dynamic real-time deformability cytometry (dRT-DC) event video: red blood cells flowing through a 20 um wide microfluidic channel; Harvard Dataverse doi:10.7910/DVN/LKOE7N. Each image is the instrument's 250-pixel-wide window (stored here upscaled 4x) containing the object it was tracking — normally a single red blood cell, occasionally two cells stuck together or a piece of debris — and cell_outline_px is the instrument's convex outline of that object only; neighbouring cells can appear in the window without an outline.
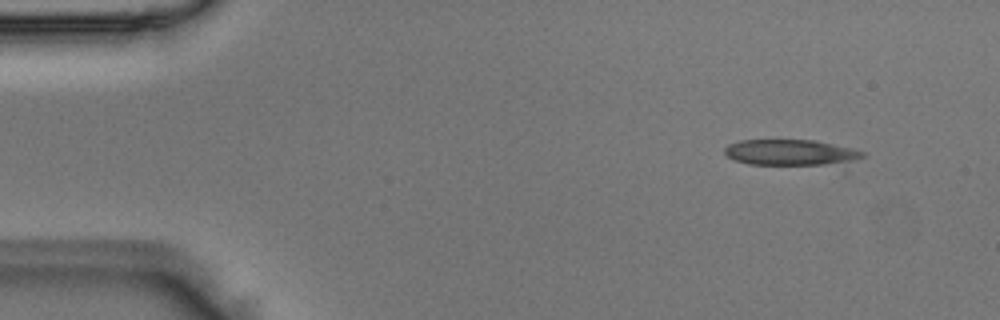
{"species": "Egyptian fruit bat (a non-hibernating species)", "species_latin": "Rousettus aegyptiacus", "temperature_condition": "room temperature", "stored_images_in_passage": 4, "camera_frame_rate_fps": 3000, "um_per_image_px": 0.085, "animal": {"sex": "male"}, "frame": {"image": 1, "passage_image": 2, "time_ms": 0.333, "image_size_px": [1000, 320], "cell_outline_px": [[864, 156], [844, 172], [748, 164], [736, 160], [728, 156], [724, 152], [724, 148], [728, 144], [740, 140], [816, 140], [852, 148], [864, 152]], "centroid_in_image_um": [67.55, 13.11], "position_along_channel_um": 17.5, "area_um2": 23.99}}